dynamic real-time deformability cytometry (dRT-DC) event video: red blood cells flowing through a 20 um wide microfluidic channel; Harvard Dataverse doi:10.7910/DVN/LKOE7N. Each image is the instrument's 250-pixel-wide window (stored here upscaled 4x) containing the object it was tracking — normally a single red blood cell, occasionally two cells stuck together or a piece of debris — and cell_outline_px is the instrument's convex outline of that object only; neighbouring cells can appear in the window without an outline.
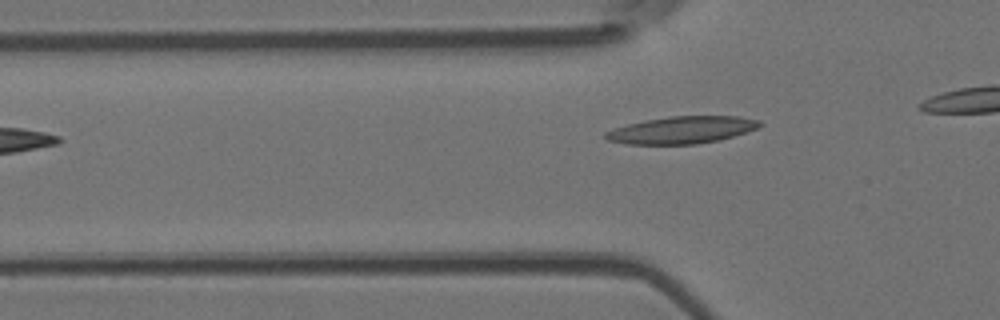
{"species": "Egyptian fruit bat (a non-hibernating species)", "species_latin": "Rousettus aegyptiacus", "temperature_condition": "room temperature", "stored_images_in_passage": 3, "camera_frame_rate_fps": 3000, "um_per_image_px": 0.085, "animal": {"sex": "female"}, "frame": {"image": 1, "passage_image": 3, "time_ms": 3.333, "image_size_px": [1000, 320], "cell_outline_px": [[764, 124], [756, 128], [720, 140], [696, 144], [624, 144], [608, 140], [604, 136], [604, 132], [628, 124], [644, 120], [668, 116], [740, 116], [760, 120]], "centroid_in_image_um": [57.95, 11.04], "position_along_channel_um": 67.8, "area_um2": 24.39}}